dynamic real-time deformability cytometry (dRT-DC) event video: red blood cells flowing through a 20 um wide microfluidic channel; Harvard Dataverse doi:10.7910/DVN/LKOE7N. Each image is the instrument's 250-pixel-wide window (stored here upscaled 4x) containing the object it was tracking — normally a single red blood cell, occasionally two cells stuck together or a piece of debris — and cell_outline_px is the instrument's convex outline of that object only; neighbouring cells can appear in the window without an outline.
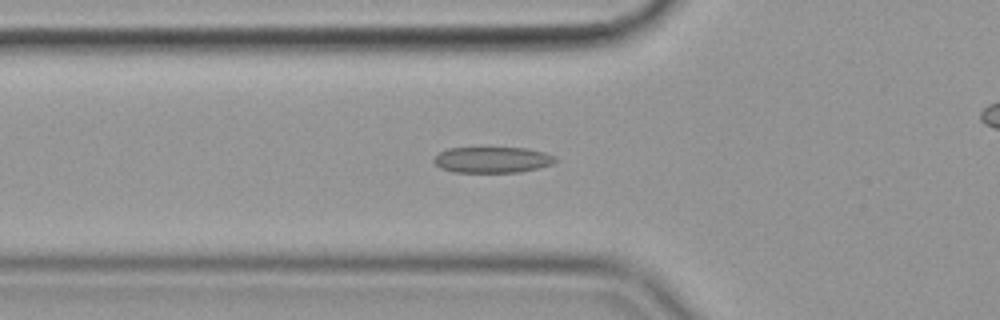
{"species": "common noctule bat (a hibernating species)", "species_latin": "Nyctalus noctula", "temperature_condition": "cold", "stored_images_in_passage": 50, "camera_frame_rate_fps": 3000, "um_per_image_px": 0.085, "animal": {"sex": "female", "body_mass_g": 19.9}, "frame": {"image": 1, "passage_image": 20, "time_ms": 6.333, "image_size_px": [1000, 320], "cell_outline_px": [[556, 160], [552, 164], [520, 172], [456, 172], [440, 168], [432, 160], [440, 152], [448, 148], [528, 148], [544, 152], [556, 156]], "centroid_in_image_um": [41.85, 13.58], "position_along_channel_um": 83.9, "area_um2": 18.26}}
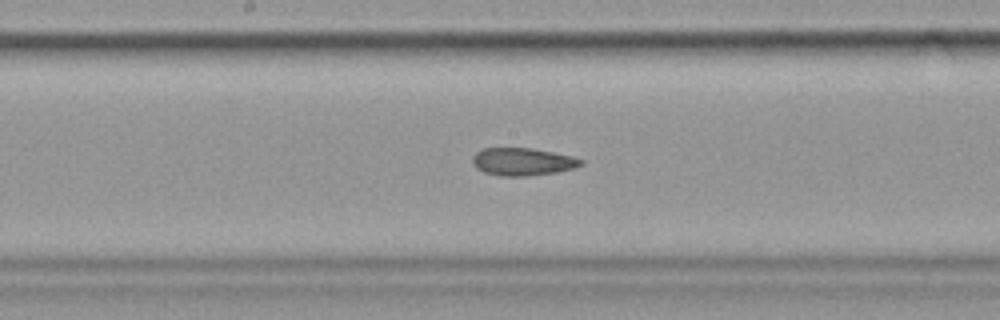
{"frame": {"image": 2, "passage_image": 30, "time_ms": 9.667, "image_size_px": [1000, 320], "cell_outline_px": [[584, 164], [572, 168], [556, 172], [528, 176], [500, 176], [484, 172], [476, 168], [472, 160], [472, 156], [476, 152], [484, 148], [532, 148], [572, 156], [584, 160]], "centroid_in_image_um": [44.41, 13.74], "position_along_channel_um": 203.8, "area_um2": 17.46}}
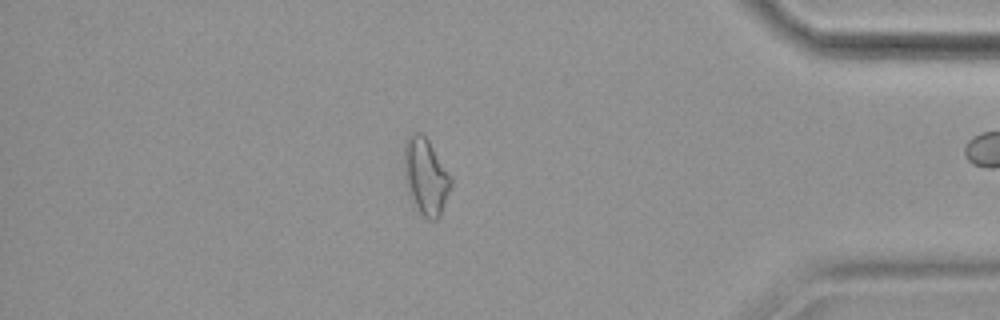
{"frame": {"image": 3, "passage_image": 49, "time_ms": 16.0, "image_size_px": [1000, 320], "cell_outline_px": [[452, 184], [440, 216], [436, 220], [428, 220], [420, 212], [408, 192], [404, 176], [404, 144], [408, 136], [412, 132], [420, 132], [428, 140], [452, 176]], "centroid_in_image_um": [36.19, 14.98], "position_along_channel_um": 399.0, "area_um2": 20.87}}